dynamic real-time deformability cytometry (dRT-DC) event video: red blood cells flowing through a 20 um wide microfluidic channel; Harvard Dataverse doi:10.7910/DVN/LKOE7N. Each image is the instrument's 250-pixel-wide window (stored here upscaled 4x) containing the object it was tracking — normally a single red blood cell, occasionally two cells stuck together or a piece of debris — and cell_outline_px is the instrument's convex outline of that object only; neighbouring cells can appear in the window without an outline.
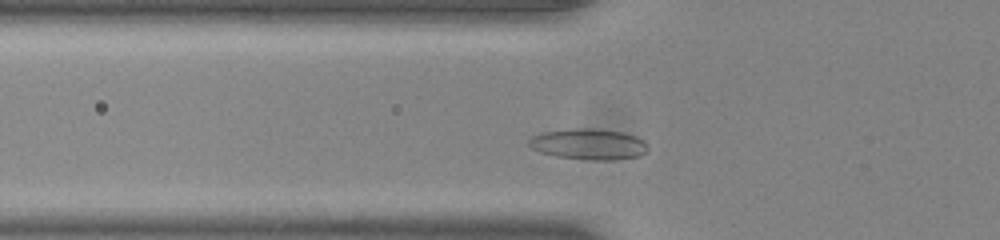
{"species": "common noctule bat (a hibernating species)", "species_latin": "Nyctalus noctula", "temperature_condition": "room temperature", "stored_images_in_passage": 36, "camera_frame_rate_fps": 3000, "um_per_image_px": 0.085, "animal": {"sex": "male", "body_mass_g": 20.0, "forearm_length_mm": 53.3}, "frame": {"image": 1, "passage_image": 7, "time_ms": 2.0, "image_size_px": [1000, 240], "cell_outline_px": [[648, 152], [640, 156], [612, 160], [592, 160], [556, 156], [540, 152], [532, 148], [528, 144], [528, 140], [532, 136], [540, 132], [576, 128], [592, 128], [624, 132], [636, 136], [644, 140], [648, 144]], "centroid_in_image_um": [50.07, 12.25], "position_along_channel_um": 75.7, "area_um2": 21.68}}
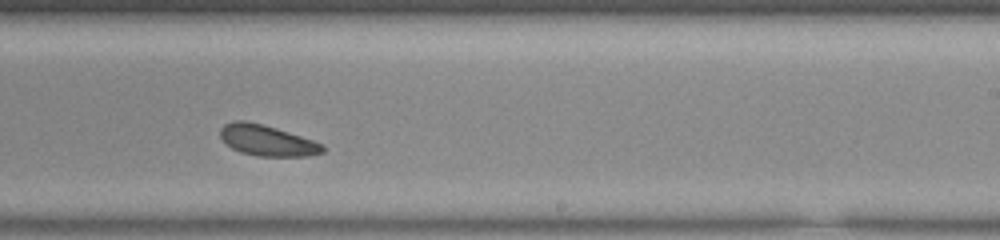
{"frame": {"image": 2, "passage_image": 22, "time_ms": 7.0, "image_size_px": [1000, 240], "cell_outline_px": [[324, 152], [308, 156], [256, 156], [240, 152], [232, 148], [220, 136], [220, 128], [224, 124], [236, 120], [244, 120], [276, 128], [324, 144]], "centroid_in_image_um": [22.7, 11.94], "position_along_channel_um": 266.3, "area_um2": 18.21}}
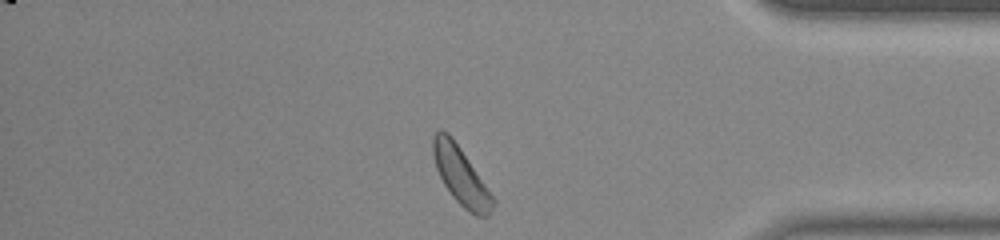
{"frame": {"image": 3, "passage_image": 34, "time_ms": 11.0, "image_size_px": [1000, 240], "cell_outline_px": [[496, 200], [488, 216], [476, 216], [468, 212], [452, 196], [444, 184], [436, 168], [432, 152], [432, 136], [440, 128], [448, 132], [452, 136]], "centroid_in_image_um": [39.15, 14.92], "position_along_channel_um": 396.0, "area_um2": 20.06}, "authors_computed_cell_mechanics": {"area_um2": 18.6116, "velocity_mm_per_s": 3.81, "shape_relaxation_time_tau1_ms": 2.9172, "shape_relaxation_time_tau2_ms": 10.3914, "deformation_change_tau1": 0.0474, "deformation_change_tau2": 0.2035}}